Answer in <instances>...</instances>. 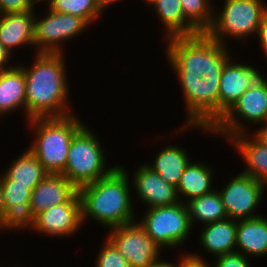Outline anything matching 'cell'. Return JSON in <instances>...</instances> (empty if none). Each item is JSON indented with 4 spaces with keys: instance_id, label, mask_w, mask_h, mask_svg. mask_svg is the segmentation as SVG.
I'll return each instance as SVG.
<instances>
[{
    "instance_id": "obj_1",
    "label": "cell",
    "mask_w": 267,
    "mask_h": 267,
    "mask_svg": "<svg viewBox=\"0 0 267 267\" xmlns=\"http://www.w3.org/2000/svg\"><path fill=\"white\" fill-rule=\"evenodd\" d=\"M64 53L36 52L24 69L26 80V119L72 115L69 106L68 74Z\"/></svg>"
},
{
    "instance_id": "obj_2",
    "label": "cell",
    "mask_w": 267,
    "mask_h": 267,
    "mask_svg": "<svg viewBox=\"0 0 267 267\" xmlns=\"http://www.w3.org/2000/svg\"><path fill=\"white\" fill-rule=\"evenodd\" d=\"M126 172L117 165L108 175L78 189L83 225L87 219H93L110 229L136 221L132 206L135 194H131V179Z\"/></svg>"
},
{
    "instance_id": "obj_3",
    "label": "cell",
    "mask_w": 267,
    "mask_h": 267,
    "mask_svg": "<svg viewBox=\"0 0 267 267\" xmlns=\"http://www.w3.org/2000/svg\"><path fill=\"white\" fill-rule=\"evenodd\" d=\"M164 43L169 67L178 77L221 78L225 63L232 58L229 47L206 32L171 37Z\"/></svg>"
},
{
    "instance_id": "obj_4",
    "label": "cell",
    "mask_w": 267,
    "mask_h": 267,
    "mask_svg": "<svg viewBox=\"0 0 267 267\" xmlns=\"http://www.w3.org/2000/svg\"><path fill=\"white\" fill-rule=\"evenodd\" d=\"M35 137L27 147L48 173L61 174L67 163L74 135L85 125L74 114L65 117L33 118L27 122Z\"/></svg>"
},
{
    "instance_id": "obj_5",
    "label": "cell",
    "mask_w": 267,
    "mask_h": 267,
    "mask_svg": "<svg viewBox=\"0 0 267 267\" xmlns=\"http://www.w3.org/2000/svg\"><path fill=\"white\" fill-rule=\"evenodd\" d=\"M96 135L93 129L84 125L72 138L66 167L61 174L77 189L108 175L117 166L106 167L107 156Z\"/></svg>"
},
{
    "instance_id": "obj_6",
    "label": "cell",
    "mask_w": 267,
    "mask_h": 267,
    "mask_svg": "<svg viewBox=\"0 0 267 267\" xmlns=\"http://www.w3.org/2000/svg\"><path fill=\"white\" fill-rule=\"evenodd\" d=\"M222 11L216 13L206 33L217 42L227 46V38H251L258 34L267 5L262 0H224Z\"/></svg>"
},
{
    "instance_id": "obj_7",
    "label": "cell",
    "mask_w": 267,
    "mask_h": 267,
    "mask_svg": "<svg viewBox=\"0 0 267 267\" xmlns=\"http://www.w3.org/2000/svg\"><path fill=\"white\" fill-rule=\"evenodd\" d=\"M178 80L187 112L186 124L178 131L199 128L211 133L210 128L219 120L220 78L178 77Z\"/></svg>"
},
{
    "instance_id": "obj_8",
    "label": "cell",
    "mask_w": 267,
    "mask_h": 267,
    "mask_svg": "<svg viewBox=\"0 0 267 267\" xmlns=\"http://www.w3.org/2000/svg\"><path fill=\"white\" fill-rule=\"evenodd\" d=\"M146 209L137 221L162 250L184 246L193 230L185 203Z\"/></svg>"
},
{
    "instance_id": "obj_9",
    "label": "cell",
    "mask_w": 267,
    "mask_h": 267,
    "mask_svg": "<svg viewBox=\"0 0 267 267\" xmlns=\"http://www.w3.org/2000/svg\"><path fill=\"white\" fill-rule=\"evenodd\" d=\"M266 117L267 79L262 77L251 85L210 129L213 135L218 134L229 140L236 134L248 132V127H245L243 122L264 125Z\"/></svg>"
},
{
    "instance_id": "obj_10",
    "label": "cell",
    "mask_w": 267,
    "mask_h": 267,
    "mask_svg": "<svg viewBox=\"0 0 267 267\" xmlns=\"http://www.w3.org/2000/svg\"><path fill=\"white\" fill-rule=\"evenodd\" d=\"M44 13V18L35 14L33 29V44L36 52L65 53L63 52V42L71 40L86 31L90 24L81 17L57 13L49 7Z\"/></svg>"
},
{
    "instance_id": "obj_11",
    "label": "cell",
    "mask_w": 267,
    "mask_h": 267,
    "mask_svg": "<svg viewBox=\"0 0 267 267\" xmlns=\"http://www.w3.org/2000/svg\"><path fill=\"white\" fill-rule=\"evenodd\" d=\"M265 189L266 186L262 182L241 172L231 177L223 188L217 190L228 218L238 221L262 216L255 212L264 199Z\"/></svg>"
},
{
    "instance_id": "obj_12",
    "label": "cell",
    "mask_w": 267,
    "mask_h": 267,
    "mask_svg": "<svg viewBox=\"0 0 267 267\" xmlns=\"http://www.w3.org/2000/svg\"><path fill=\"white\" fill-rule=\"evenodd\" d=\"M108 232L105 238L127 259L130 267H149L161 255L162 249L137 220Z\"/></svg>"
},
{
    "instance_id": "obj_13",
    "label": "cell",
    "mask_w": 267,
    "mask_h": 267,
    "mask_svg": "<svg viewBox=\"0 0 267 267\" xmlns=\"http://www.w3.org/2000/svg\"><path fill=\"white\" fill-rule=\"evenodd\" d=\"M82 227L81 200L77 192L68 202L36 214L32 230L41 235L60 238L72 237Z\"/></svg>"
},
{
    "instance_id": "obj_14",
    "label": "cell",
    "mask_w": 267,
    "mask_h": 267,
    "mask_svg": "<svg viewBox=\"0 0 267 267\" xmlns=\"http://www.w3.org/2000/svg\"><path fill=\"white\" fill-rule=\"evenodd\" d=\"M0 185L4 205L0 229L2 231L32 229L34 215L30 206L32 194L30 185L15 184L2 172L0 174Z\"/></svg>"
},
{
    "instance_id": "obj_15",
    "label": "cell",
    "mask_w": 267,
    "mask_h": 267,
    "mask_svg": "<svg viewBox=\"0 0 267 267\" xmlns=\"http://www.w3.org/2000/svg\"><path fill=\"white\" fill-rule=\"evenodd\" d=\"M233 61L230 58L225 63L219 82V119L251 85L263 77L257 67Z\"/></svg>"
},
{
    "instance_id": "obj_16",
    "label": "cell",
    "mask_w": 267,
    "mask_h": 267,
    "mask_svg": "<svg viewBox=\"0 0 267 267\" xmlns=\"http://www.w3.org/2000/svg\"><path fill=\"white\" fill-rule=\"evenodd\" d=\"M132 187L138 195L139 201L146 204L147 208L169 206L179 201L177 190L165 182L158 173L153 172L145 163L134 171Z\"/></svg>"
},
{
    "instance_id": "obj_17",
    "label": "cell",
    "mask_w": 267,
    "mask_h": 267,
    "mask_svg": "<svg viewBox=\"0 0 267 267\" xmlns=\"http://www.w3.org/2000/svg\"><path fill=\"white\" fill-rule=\"evenodd\" d=\"M78 189L63 175L48 173L33 189L30 206L33 215L68 202Z\"/></svg>"
},
{
    "instance_id": "obj_18",
    "label": "cell",
    "mask_w": 267,
    "mask_h": 267,
    "mask_svg": "<svg viewBox=\"0 0 267 267\" xmlns=\"http://www.w3.org/2000/svg\"><path fill=\"white\" fill-rule=\"evenodd\" d=\"M228 141L245 161L246 166L242 173L267 187V145L261 142L253 131L236 134Z\"/></svg>"
},
{
    "instance_id": "obj_19",
    "label": "cell",
    "mask_w": 267,
    "mask_h": 267,
    "mask_svg": "<svg viewBox=\"0 0 267 267\" xmlns=\"http://www.w3.org/2000/svg\"><path fill=\"white\" fill-rule=\"evenodd\" d=\"M35 10L5 13L0 16V43L12 55L14 48L34 46Z\"/></svg>"
},
{
    "instance_id": "obj_20",
    "label": "cell",
    "mask_w": 267,
    "mask_h": 267,
    "mask_svg": "<svg viewBox=\"0 0 267 267\" xmlns=\"http://www.w3.org/2000/svg\"><path fill=\"white\" fill-rule=\"evenodd\" d=\"M26 80L19 64L0 70V118L21 108L26 116Z\"/></svg>"
},
{
    "instance_id": "obj_21",
    "label": "cell",
    "mask_w": 267,
    "mask_h": 267,
    "mask_svg": "<svg viewBox=\"0 0 267 267\" xmlns=\"http://www.w3.org/2000/svg\"><path fill=\"white\" fill-rule=\"evenodd\" d=\"M236 251L252 258L267 255V217L237 221Z\"/></svg>"
},
{
    "instance_id": "obj_22",
    "label": "cell",
    "mask_w": 267,
    "mask_h": 267,
    "mask_svg": "<svg viewBox=\"0 0 267 267\" xmlns=\"http://www.w3.org/2000/svg\"><path fill=\"white\" fill-rule=\"evenodd\" d=\"M203 226L199 234L202 250L212 254L214 258L236 251L237 220L227 218Z\"/></svg>"
},
{
    "instance_id": "obj_23",
    "label": "cell",
    "mask_w": 267,
    "mask_h": 267,
    "mask_svg": "<svg viewBox=\"0 0 267 267\" xmlns=\"http://www.w3.org/2000/svg\"><path fill=\"white\" fill-rule=\"evenodd\" d=\"M202 161H190L185 167L180 182L176 188L180 202L201 197L215 190L213 184V169ZM185 199V200H184Z\"/></svg>"
},
{
    "instance_id": "obj_24",
    "label": "cell",
    "mask_w": 267,
    "mask_h": 267,
    "mask_svg": "<svg viewBox=\"0 0 267 267\" xmlns=\"http://www.w3.org/2000/svg\"><path fill=\"white\" fill-rule=\"evenodd\" d=\"M162 148L153 157V164L145 163V165L158 173L165 182L177 188L185 167L192 159L189 158L185 148L176 145Z\"/></svg>"
},
{
    "instance_id": "obj_25",
    "label": "cell",
    "mask_w": 267,
    "mask_h": 267,
    "mask_svg": "<svg viewBox=\"0 0 267 267\" xmlns=\"http://www.w3.org/2000/svg\"><path fill=\"white\" fill-rule=\"evenodd\" d=\"M164 25L165 39L200 33L183 15L179 0H157L152 5Z\"/></svg>"
},
{
    "instance_id": "obj_26",
    "label": "cell",
    "mask_w": 267,
    "mask_h": 267,
    "mask_svg": "<svg viewBox=\"0 0 267 267\" xmlns=\"http://www.w3.org/2000/svg\"><path fill=\"white\" fill-rule=\"evenodd\" d=\"M3 173L15 184L30 185L32 189L48 174L37 157L27 148L12 160Z\"/></svg>"
},
{
    "instance_id": "obj_27",
    "label": "cell",
    "mask_w": 267,
    "mask_h": 267,
    "mask_svg": "<svg viewBox=\"0 0 267 267\" xmlns=\"http://www.w3.org/2000/svg\"><path fill=\"white\" fill-rule=\"evenodd\" d=\"M189 220L193 227L194 222L204 224L221 221L228 218L218 190L187 201Z\"/></svg>"
},
{
    "instance_id": "obj_28",
    "label": "cell",
    "mask_w": 267,
    "mask_h": 267,
    "mask_svg": "<svg viewBox=\"0 0 267 267\" xmlns=\"http://www.w3.org/2000/svg\"><path fill=\"white\" fill-rule=\"evenodd\" d=\"M179 1L183 10L184 17L199 32H206L211 27L214 19V10H215L212 0H179Z\"/></svg>"
},
{
    "instance_id": "obj_29",
    "label": "cell",
    "mask_w": 267,
    "mask_h": 267,
    "mask_svg": "<svg viewBox=\"0 0 267 267\" xmlns=\"http://www.w3.org/2000/svg\"><path fill=\"white\" fill-rule=\"evenodd\" d=\"M47 6L57 13L81 17L90 25L103 14L96 0H52Z\"/></svg>"
},
{
    "instance_id": "obj_30",
    "label": "cell",
    "mask_w": 267,
    "mask_h": 267,
    "mask_svg": "<svg viewBox=\"0 0 267 267\" xmlns=\"http://www.w3.org/2000/svg\"><path fill=\"white\" fill-rule=\"evenodd\" d=\"M95 267H130L127 259L106 238L98 252Z\"/></svg>"
},
{
    "instance_id": "obj_31",
    "label": "cell",
    "mask_w": 267,
    "mask_h": 267,
    "mask_svg": "<svg viewBox=\"0 0 267 267\" xmlns=\"http://www.w3.org/2000/svg\"><path fill=\"white\" fill-rule=\"evenodd\" d=\"M249 257L238 251L228 252L218 256L214 265L208 263L209 267H252Z\"/></svg>"
},
{
    "instance_id": "obj_32",
    "label": "cell",
    "mask_w": 267,
    "mask_h": 267,
    "mask_svg": "<svg viewBox=\"0 0 267 267\" xmlns=\"http://www.w3.org/2000/svg\"><path fill=\"white\" fill-rule=\"evenodd\" d=\"M36 6L33 0H0V12L15 13L35 10Z\"/></svg>"
},
{
    "instance_id": "obj_33",
    "label": "cell",
    "mask_w": 267,
    "mask_h": 267,
    "mask_svg": "<svg viewBox=\"0 0 267 267\" xmlns=\"http://www.w3.org/2000/svg\"><path fill=\"white\" fill-rule=\"evenodd\" d=\"M260 48L263 50L262 52L265 54L267 58V13L263 16L261 25L258 30L257 36Z\"/></svg>"
},
{
    "instance_id": "obj_34",
    "label": "cell",
    "mask_w": 267,
    "mask_h": 267,
    "mask_svg": "<svg viewBox=\"0 0 267 267\" xmlns=\"http://www.w3.org/2000/svg\"><path fill=\"white\" fill-rule=\"evenodd\" d=\"M162 257H159L158 259H156L149 267H183V265L189 260V255L188 253H185L180 256V259L177 263V261H166V260H161ZM174 263V264H173Z\"/></svg>"
},
{
    "instance_id": "obj_35",
    "label": "cell",
    "mask_w": 267,
    "mask_h": 267,
    "mask_svg": "<svg viewBox=\"0 0 267 267\" xmlns=\"http://www.w3.org/2000/svg\"><path fill=\"white\" fill-rule=\"evenodd\" d=\"M189 260L183 265V267H209L208 262L202 258L198 253H188Z\"/></svg>"
},
{
    "instance_id": "obj_36",
    "label": "cell",
    "mask_w": 267,
    "mask_h": 267,
    "mask_svg": "<svg viewBox=\"0 0 267 267\" xmlns=\"http://www.w3.org/2000/svg\"><path fill=\"white\" fill-rule=\"evenodd\" d=\"M11 57L12 55L0 43V70L10 68L14 65L13 63L8 64L10 63Z\"/></svg>"
},
{
    "instance_id": "obj_37",
    "label": "cell",
    "mask_w": 267,
    "mask_h": 267,
    "mask_svg": "<svg viewBox=\"0 0 267 267\" xmlns=\"http://www.w3.org/2000/svg\"><path fill=\"white\" fill-rule=\"evenodd\" d=\"M259 129V130H258ZM255 129L253 133L261 142L267 145V124L262 125V127Z\"/></svg>"
},
{
    "instance_id": "obj_38",
    "label": "cell",
    "mask_w": 267,
    "mask_h": 267,
    "mask_svg": "<svg viewBox=\"0 0 267 267\" xmlns=\"http://www.w3.org/2000/svg\"><path fill=\"white\" fill-rule=\"evenodd\" d=\"M120 0H96V3L98 4L99 8L101 9V11H106V9H108L107 7L112 4H116L117 2H119Z\"/></svg>"
},
{
    "instance_id": "obj_39",
    "label": "cell",
    "mask_w": 267,
    "mask_h": 267,
    "mask_svg": "<svg viewBox=\"0 0 267 267\" xmlns=\"http://www.w3.org/2000/svg\"><path fill=\"white\" fill-rule=\"evenodd\" d=\"M4 214V205H3V196H2V188L0 185V221L3 217Z\"/></svg>"
},
{
    "instance_id": "obj_40",
    "label": "cell",
    "mask_w": 267,
    "mask_h": 267,
    "mask_svg": "<svg viewBox=\"0 0 267 267\" xmlns=\"http://www.w3.org/2000/svg\"><path fill=\"white\" fill-rule=\"evenodd\" d=\"M34 1V4H36V7H37V4H39L40 2H46L47 4H49L52 0H33Z\"/></svg>"
},
{
    "instance_id": "obj_41",
    "label": "cell",
    "mask_w": 267,
    "mask_h": 267,
    "mask_svg": "<svg viewBox=\"0 0 267 267\" xmlns=\"http://www.w3.org/2000/svg\"><path fill=\"white\" fill-rule=\"evenodd\" d=\"M157 0H145V3H148L149 7H151Z\"/></svg>"
}]
</instances>
